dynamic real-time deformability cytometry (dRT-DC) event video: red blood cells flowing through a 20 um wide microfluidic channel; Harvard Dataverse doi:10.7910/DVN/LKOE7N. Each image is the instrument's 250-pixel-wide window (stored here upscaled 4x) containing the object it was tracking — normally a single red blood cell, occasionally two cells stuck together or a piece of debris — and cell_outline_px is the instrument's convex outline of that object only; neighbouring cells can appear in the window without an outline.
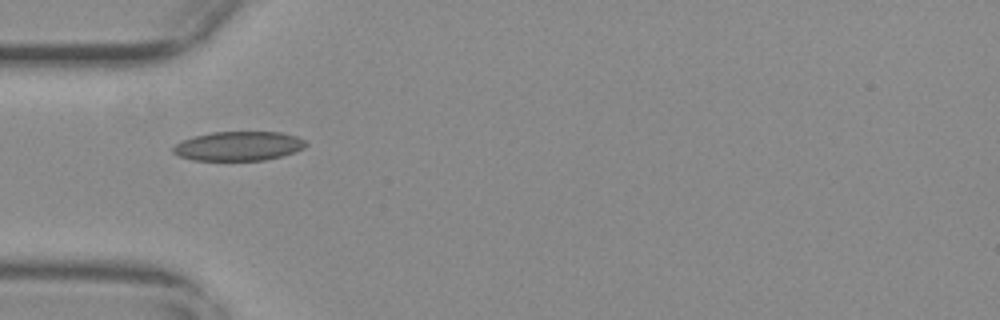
{"species": "common noctule bat (a hibernating species)", "species_latin": "Nyctalus noctula", "temperature_condition": "warm", "stored_images_in_passage": 34, "camera_frame_rate_fps": 3000, "um_per_image_px": 0.085, "animal": {"sex": "female", "body_mass_g": 29.2, "forearm_length_mm": 56.3}, "frame": {"image": 1, "passage_image": 1, "time_ms": 0.0, "image_size_px": [1000, 320], "cell_outline_px": [[308, 144], [304, 148], [296, 152], [264, 160], [192, 160], [180, 156], [172, 152], [172, 148], [176, 144], [192, 136], [212, 132], [280, 132], [296, 136], [304, 140]], "centroid_in_image_um": [20.28, 12.41], "position_along_channel_um": 64.7, "area_um2": 22.6}}
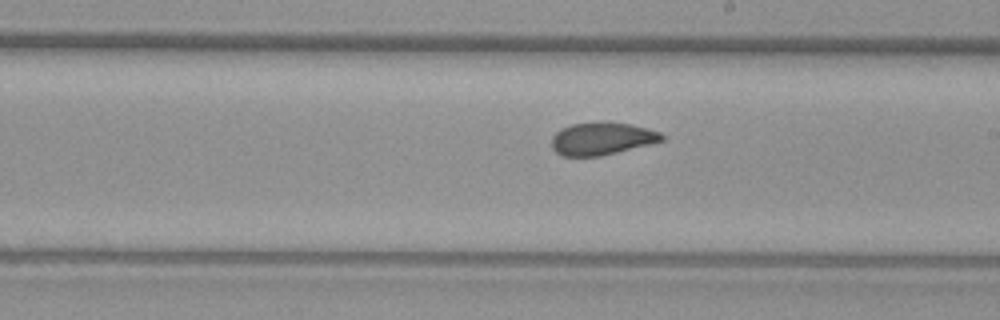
{"frame": {"image": 2, "passage_image": 15, "time_ms": 4.667, "image_size_px": [1000, 320], "cell_outline_px": [[664, 140], [600, 156], [560, 156], [552, 148], [552, 136], [560, 128], [572, 124], [600, 120], [632, 124], [648, 128], [660, 132], [664, 136]], "centroid_in_image_um": [51.13, 11.75], "position_along_channel_um": 237.9, "area_um2": 21.15}}
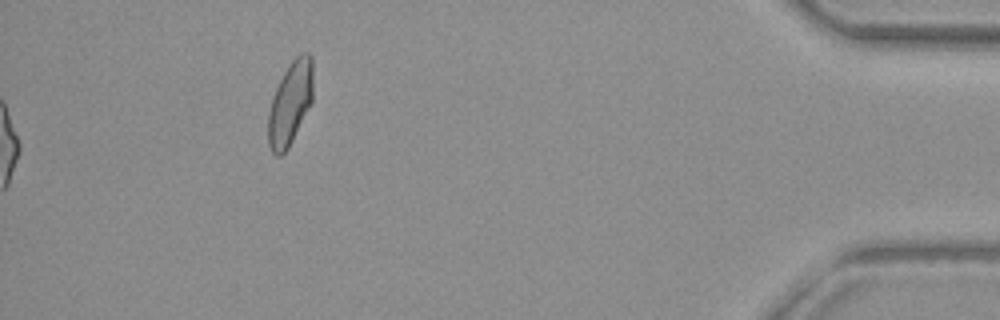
{"frame": {"image": 3, "passage_image": 34, "time_ms": 11.0, "image_size_px": [1000, 320], "cell_outline_px": [[312, 100], [288, 148], [280, 156], [276, 156], [272, 152], [268, 144], [268, 112], [272, 96], [288, 64], [300, 52], [308, 52], [312, 56]], "centroid_in_image_um": [24.65, 8.75], "position_along_channel_um": 410.6, "area_um2": 21.68}, "authors_computed_cell_mechanics": {"area_um2": 21.2126, "velocity_mm_per_s": 3.7161, "shape_relaxation_time_tau1_ms": null, "shape_relaxation_time_tau2_ms": 1.603, "deformation_change_tau1": null, "deformation_change_tau2": 0.0641}}